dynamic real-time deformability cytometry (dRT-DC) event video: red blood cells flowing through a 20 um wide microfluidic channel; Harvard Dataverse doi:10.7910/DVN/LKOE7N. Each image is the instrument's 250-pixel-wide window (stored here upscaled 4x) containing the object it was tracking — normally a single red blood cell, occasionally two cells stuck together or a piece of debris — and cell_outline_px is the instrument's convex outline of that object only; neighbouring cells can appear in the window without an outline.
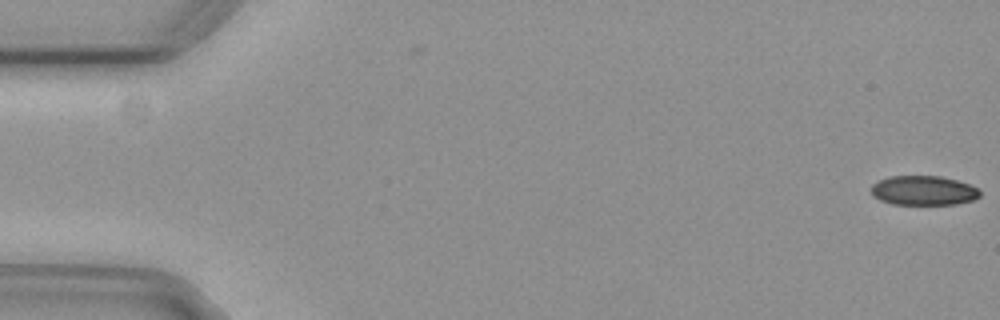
{"species": "common noctule bat (a hibernating species)", "species_latin": "Nyctalus noctula", "temperature_condition": "cold", "stored_images_in_passage": 3, "camera_frame_rate_fps": 3000, "um_per_image_px": 0.085, "animal": {"sex": "female", "body_mass_g": 29.2, "forearm_length_mm": 56.3}, "frame": {"image": 1, "passage_image": 3, "time_ms": 0.667, "image_size_px": [1000, 320], "cell_outline_px": [[980, 196], [972, 200], [956, 204], [892, 204], [880, 200], [872, 196], [872, 184], [888, 176], [940, 176], [956, 180], [968, 184], [976, 188], [980, 192]], "centroid_in_image_um": [78.47, 16.19], "position_along_channel_um": 6.5, "area_um2": 18.55}}